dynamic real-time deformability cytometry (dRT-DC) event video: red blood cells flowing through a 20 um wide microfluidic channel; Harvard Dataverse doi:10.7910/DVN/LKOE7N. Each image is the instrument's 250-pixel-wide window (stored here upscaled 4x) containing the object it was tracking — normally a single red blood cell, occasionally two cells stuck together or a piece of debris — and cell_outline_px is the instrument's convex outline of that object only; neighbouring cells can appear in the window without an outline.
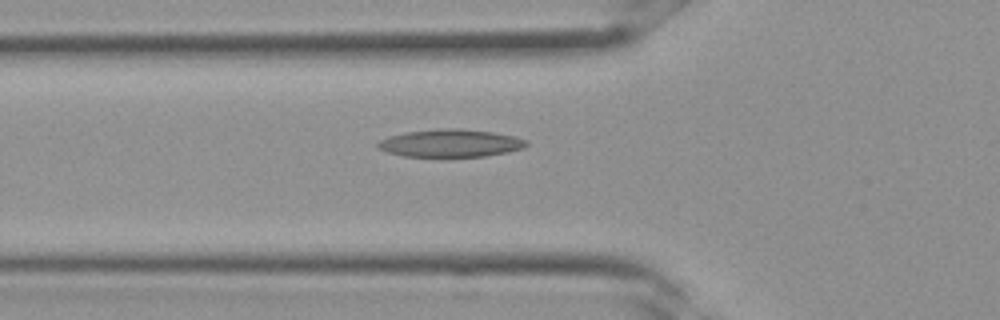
{"species": "Egyptian fruit bat (a non-hibernating species)", "species_latin": "Rousettus aegyptiacus", "temperature_condition": "room temperature", "stored_images_in_passage": 22, "camera_frame_rate_fps": 3000, "um_per_image_px": 0.085, "frame": {"image": 1, "passage_image": 2, "time_ms": 0.333, "image_size_px": [1000, 320], "cell_outline_px": [[528, 144], [524, 148], [508, 152], [484, 156], [404, 156], [388, 152], [380, 148], [376, 144], [380, 140], [388, 136], [404, 132], [444, 128], [460, 128], [492, 132], [512, 136], [528, 140]], "centroid_in_image_um": [38.3, 12.16], "position_along_channel_um": 87.5, "area_um2": 23.81}}
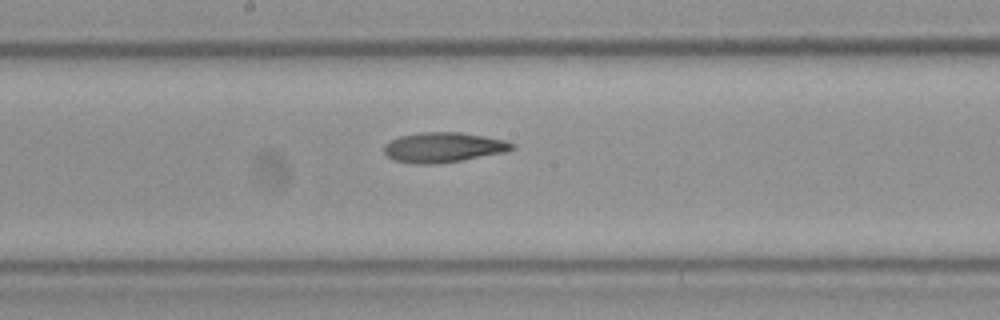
{"frame": {"image": 2, "passage_image": 8, "time_ms": 2.333, "image_size_px": [1000, 320], "cell_outline_px": [[516, 148], [504, 152], [460, 160], [436, 164], [412, 164], [392, 160], [384, 152], [384, 144], [400, 136], [420, 132], [460, 132], [484, 136], [504, 140], [516, 144]], "centroid_in_image_um": [37.67, 12.52], "position_along_channel_um": 210.5, "area_um2": 22.37}}
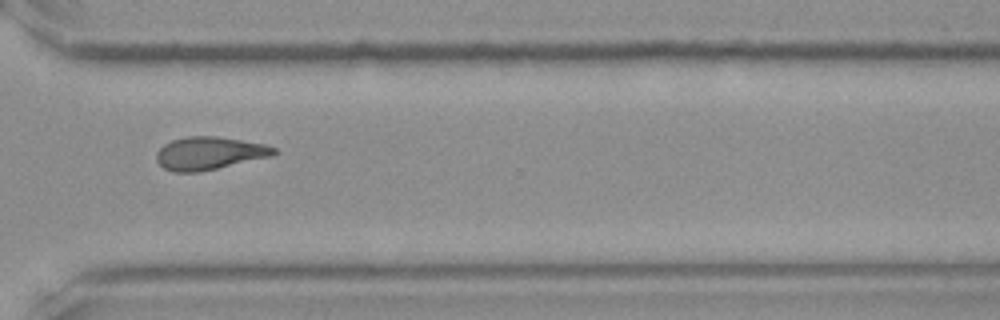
{"frame": {"image": 3, "passage_image": 15, "time_ms": 4.667, "image_size_px": [1000, 320], "cell_outline_px": [[280, 152], [272, 156], [200, 172], [172, 172], [164, 168], [156, 160], [156, 152], [164, 144], [172, 140], [188, 136], [216, 136], [264, 144], [276, 148]], "centroid_in_image_um": [17.79, 13.03], "position_along_channel_um": 352.8, "area_um2": 22.54}}